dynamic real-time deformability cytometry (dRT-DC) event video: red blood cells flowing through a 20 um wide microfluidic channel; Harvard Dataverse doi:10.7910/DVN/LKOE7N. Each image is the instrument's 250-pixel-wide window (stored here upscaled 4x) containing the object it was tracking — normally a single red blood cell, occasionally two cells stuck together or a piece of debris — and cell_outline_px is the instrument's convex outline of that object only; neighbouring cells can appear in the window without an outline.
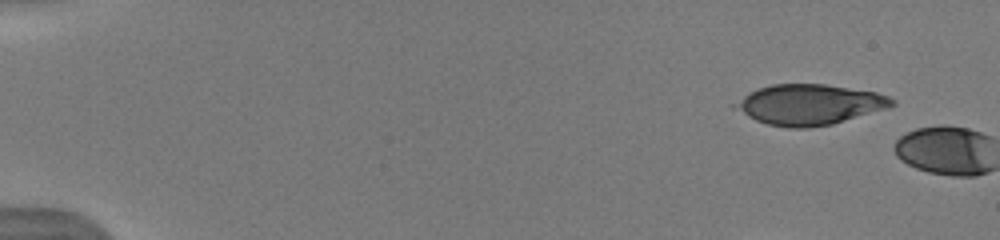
{"species": "human", "species_latin": "Homo sapiens", "temperature_condition": "warm", "stored_images_in_passage": 2, "camera_frame_rate_fps": 3000, "um_per_image_px": 0.085, "donor": {"sex": "male"}, "frame": {"image": 1, "passage_image": 1, "time_ms": 0.0, "image_size_px": [1000, 240], "cell_outline_px": [[896, 104], [888, 108], [832, 124], [804, 128], [792, 128], [768, 124], [756, 120], [732, 108], [732, 104], [744, 96], [760, 88], [772, 84], [824, 84], [876, 92], [888, 96], [896, 100]], "centroid_in_image_um": [68.82, 8.89], "position_along_channel_um": 16.2, "area_um2": 36.65}}